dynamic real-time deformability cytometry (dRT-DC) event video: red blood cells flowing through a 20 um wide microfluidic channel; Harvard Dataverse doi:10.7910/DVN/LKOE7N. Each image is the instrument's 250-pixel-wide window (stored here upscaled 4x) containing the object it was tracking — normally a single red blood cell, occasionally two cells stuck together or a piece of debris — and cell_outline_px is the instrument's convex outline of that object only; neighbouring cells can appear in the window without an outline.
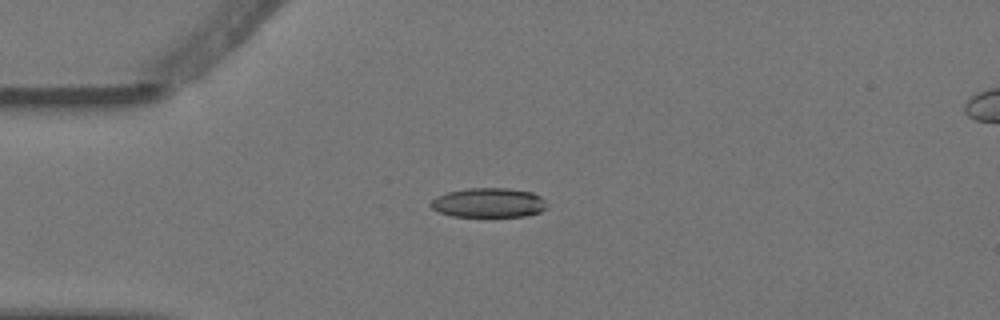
{"species": "Egyptian fruit bat (a non-hibernating species)", "species_latin": "Rousettus aegyptiacus", "temperature_condition": "warm", "stored_images_in_passage": 8, "camera_frame_rate_fps": 3000, "um_per_image_px": 0.085, "animal": {"sex": "female"}, "frame": {"image": 1, "passage_image": 2, "time_ms": 0.333, "image_size_px": [1000, 320], "cell_outline_px": [[548, 208], [540, 212], [524, 216], [452, 216], [440, 212], [432, 208], [428, 204], [436, 196], [448, 192], [468, 188], [508, 188], [532, 192], [540, 196], [544, 200]], "centroid_in_image_um": [41.54, 17.23], "position_along_channel_um": 43.5, "area_um2": 19.94}}
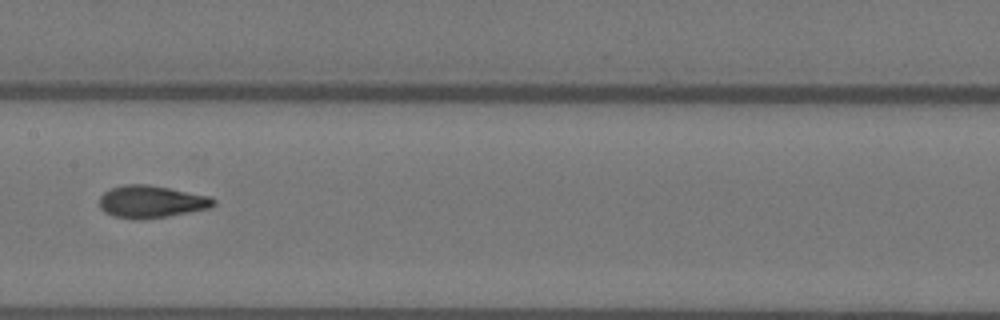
{"frame": {"image": 2, "passage_image": 6, "time_ms": 1.667, "image_size_px": [1000, 320], "cell_outline_px": [[216, 204], [208, 208], [168, 216], [112, 216], [104, 212], [100, 208], [100, 196], [104, 192], [112, 188], [124, 184], [148, 184], [208, 196], [216, 200]], "centroid_in_image_um": [12.86, 17.09], "position_along_channel_um": 194.5, "area_um2": 20.58}}
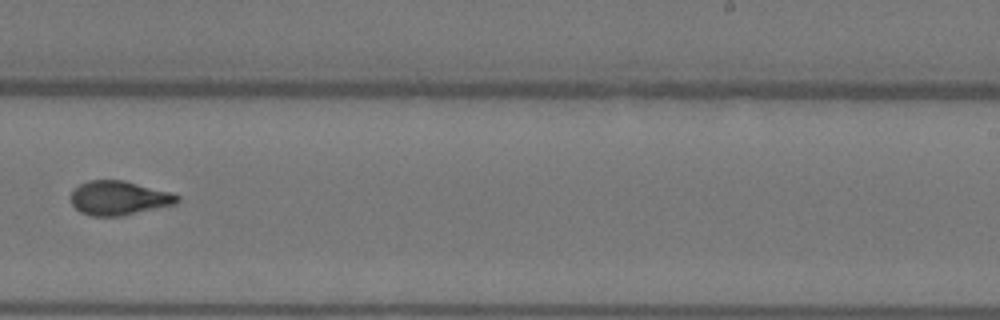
{"frame": {"image": 3, "passage_image": 8, "time_ms": 2.333, "image_size_px": [1000, 320], "cell_outline_px": [[180, 200], [176, 204], [120, 216], [92, 216], [80, 212], [72, 204], [72, 192], [80, 184], [88, 180], [124, 180], [172, 192], [180, 196]], "centroid_in_image_um": [10.14, 16.82], "position_along_channel_um": 278.9, "area_um2": 21.15}}